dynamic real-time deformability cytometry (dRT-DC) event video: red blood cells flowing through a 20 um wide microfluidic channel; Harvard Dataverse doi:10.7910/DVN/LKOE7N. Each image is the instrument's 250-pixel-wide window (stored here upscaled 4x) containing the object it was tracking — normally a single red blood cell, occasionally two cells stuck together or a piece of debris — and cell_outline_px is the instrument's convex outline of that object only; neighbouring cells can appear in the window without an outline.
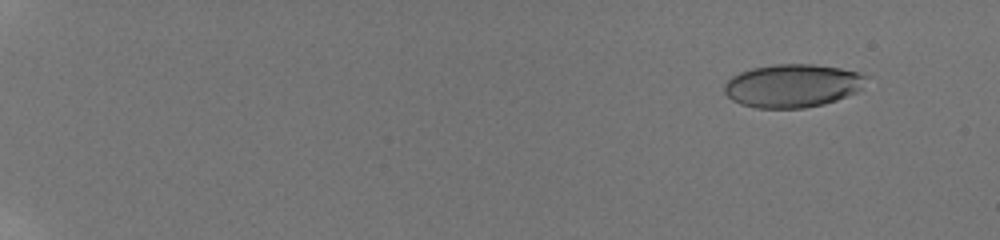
{"species": "human", "species_latin": "Homo sapiens", "temperature_condition": "room temperature", "stored_images_in_passage": 17, "camera_frame_rate_fps": 3000, "um_per_image_px": 0.085, "donor": {"sex": "male"}, "frame": {"image": 1, "passage_image": 6, "time_ms": 1.667, "image_size_px": [1000, 240], "cell_outline_px": [[868, 76], [860, 88], [856, 92], [836, 100], [824, 104], [804, 108], [756, 108], [740, 104], [732, 100], [724, 92], [724, 84], [732, 76], [740, 72], [752, 68], [776, 64], [812, 64], [840, 68], [856, 72]], "centroid_in_image_um": [67.33, 7.29], "position_along_channel_um": 17.7, "area_um2": 35.6}}